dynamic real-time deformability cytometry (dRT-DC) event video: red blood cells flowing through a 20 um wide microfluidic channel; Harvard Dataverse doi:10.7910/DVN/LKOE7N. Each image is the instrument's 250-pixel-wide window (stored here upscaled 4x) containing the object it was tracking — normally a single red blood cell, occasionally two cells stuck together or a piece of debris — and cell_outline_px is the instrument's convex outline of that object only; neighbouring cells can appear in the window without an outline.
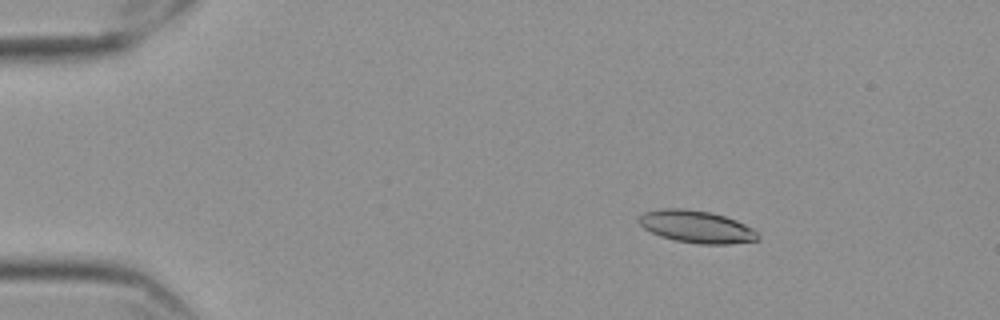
{"species": "Egyptian fruit bat (a non-hibernating species)", "species_latin": "Rousettus aegyptiacus", "temperature_condition": "cold", "stored_images_in_passage": 57, "camera_frame_rate_fps": 3000, "um_per_image_px": 0.085, "frame": {"image": 1, "passage_image": 9, "time_ms": 2.667, "image_size_px": [1000, 320], "cell_outline_px": [[760, 236], [756, 240], [728, 244], [700, 244], [676, 240], [660, 236], [644, 228], [636, 220], [644, 212], [660, 208], [680, 208], [708, 212], [724, 216], [736, 220], [752, 228]], "centroid_in_image_um": [59.17, 19.26], "position_along_channel_um": 25.8, "area_um2": 22.2}}
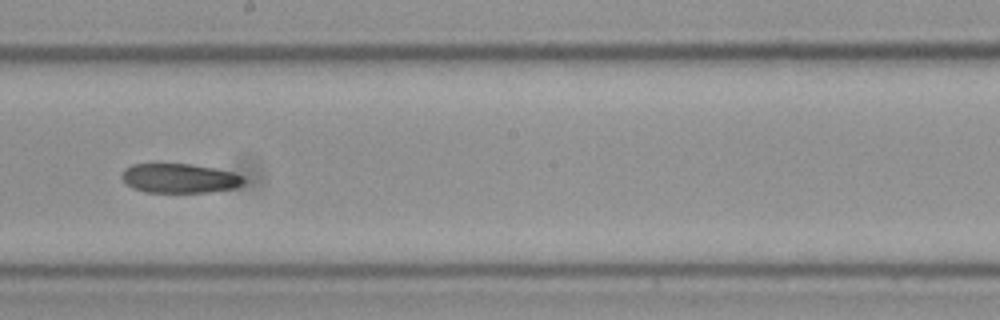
{"frame": {"image": 2, "passage_image": 33, "time_ms": 10.667, "image_size_px": [1000, 320], "cell_outline_px": [[244, 184], [240, 188], [208, 192], [144, 192], [132, 188], [124, 184], [120, 176], [124, 168], [132, 164], [192, 164], [232, 172], [244, 176]], "centroid_in_image_um": [15.25, 15.16], "position_along_channel_um": 233.0, "area_um2": 21.21}}
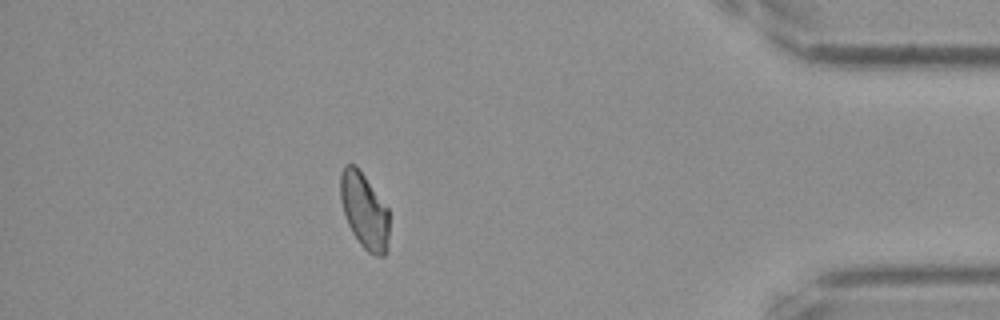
{"frame": {"image": 3, "passage_image": 51, "time_ms": 16.667, "image_size_px": [1000, 320], "cell_outline_px": [[388, 236], [384, 256], [376, 256], [368, 252], [360, 244], [352, 232], [348, 224], [340, 200], [340, 172], [344, 164], [356, 164], [388, 208]], "centroid_in_image_um": [30.94, 17.87], "position_along_channel_um": 404.3, "area_um2": 21.44}, "authors_computed_cell_mechanics": {"area_um2": 22.1952, "velocity_mm_per_s": 3.541, "shape_relaxation_time_tau1_ms": 7.8991, "shape_relaxation_time_tau2_ms": null, "deformation_change_tau1": 0.1474, "deformation_change_tau2": null}}